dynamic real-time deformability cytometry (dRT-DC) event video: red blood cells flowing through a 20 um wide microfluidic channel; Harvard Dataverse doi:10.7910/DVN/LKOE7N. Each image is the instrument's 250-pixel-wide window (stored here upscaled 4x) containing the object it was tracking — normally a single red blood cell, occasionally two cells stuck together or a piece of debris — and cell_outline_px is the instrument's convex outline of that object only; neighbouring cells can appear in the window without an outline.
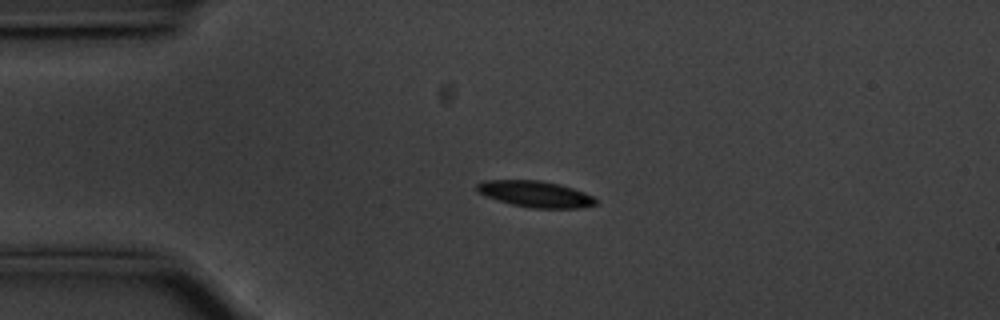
{"species": "common noctule bat (a hibernating species)", "species_latin": "Nyctalus noctula", "temperature_condition": "cold", "stored_images_in_passage": 45, "camera_frame_rate_fps": 3000, "um_per_image_px": 0.085, "animal": {"sex": "male", "body_mass_g": 20.1, "forearm_length_mm": 53.5}, "frame": {"image": 1, "passage_image": 1, "time_ms": 0.0, "image_size_px": [1000, 320], "cell_outline_px": [[596, 204], [580, 208], [532, 208], [512, 204], [484, 196], [476, 192], [476, 184], [484, 180], [540, 180], [560, 184], [584, 192], [592, 196], [596, 200]], "centroid_in_image_um": [45.46, 16.48], "position_along_channel_um": 39.5, "area_um2": 18.21}}
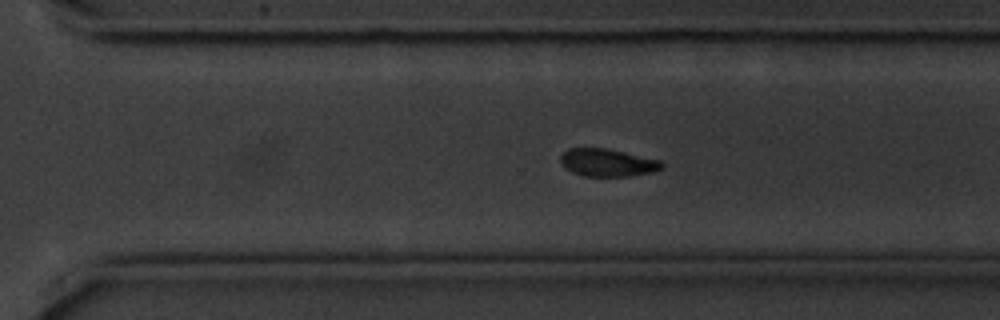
{"frame": {"image": 2, "passage_image": 27, "time_ms": 8.667, "image_size_px": [1000, 320], "cell_outline_px": [[664, 168], [652, 172], [628, 176], [584, 176], [572, 172], [564, 168], [560, 164], [560, 156], [568, 148], [608, 148], [660, 160], [664, 164]], "centroid_in_image_um": [51.62, 13.82], "position_along_channel_um": 319.0, "area_um2": 16.47}}
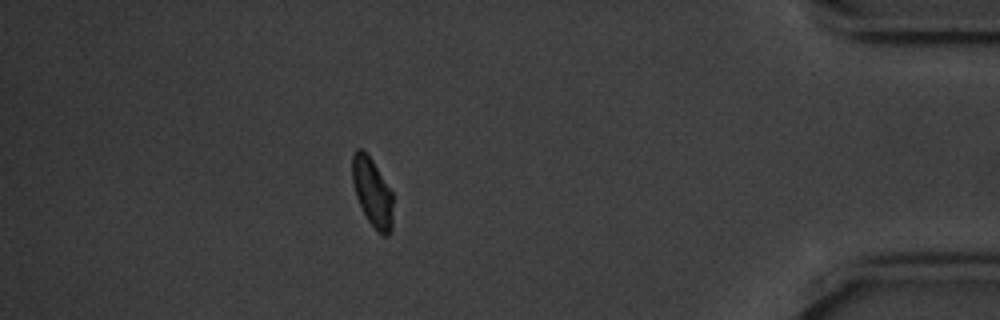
{"frame": {"image": 3, "passage_image": 38, "time_ms": 12.333, "image_size_px": [1000, 320], "cell_outline_px": [[392, 228], [388, 236], [384, 236], [368, 220], [356, 196], [352, 180], [352, 156], [356, 148], [360, 148], [372, 160], [392, 192]], "centroid_in_image_um": [31.64, 16.33], "position_along_channel_um": 403.6, "area_um2": 15.9}, "authors_computed_cell_mechanics": {"area_um2": 17.34, "velocity_mm_per_s": 3.534, "shape_relaxation_time_tau1_ms": 2.8064, "shape_relaxation_time_tau2_ms": null, "deformation_change_tau1": 0.0983, "deformation_change_tau2": null}}